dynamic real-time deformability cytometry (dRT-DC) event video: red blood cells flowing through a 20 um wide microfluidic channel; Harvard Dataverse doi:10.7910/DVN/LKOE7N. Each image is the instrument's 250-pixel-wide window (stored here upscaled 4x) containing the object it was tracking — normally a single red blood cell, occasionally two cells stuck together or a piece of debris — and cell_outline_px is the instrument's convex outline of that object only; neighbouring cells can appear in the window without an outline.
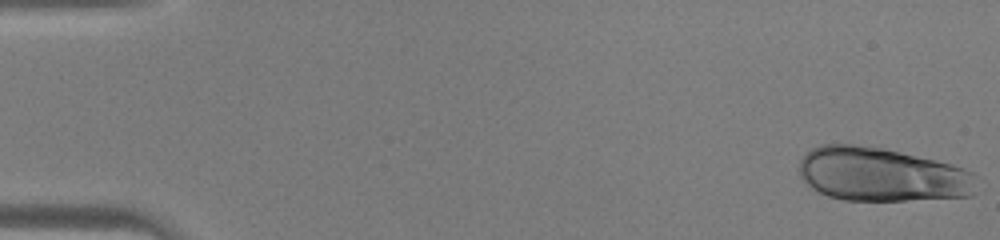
{"species": "human", "species_latin": "Homo sapiens", "temperature_condition": "warm", "stored_images_in_passage": 17, "camera_frame_rate_fps": 3000, "um_per_image_px": 0.085, "donor": {"sex": "male"}, "frame": {"image": 1, "passage_image": 1, "time_ms": 0.0, "image_size_px": [1000, 240], "cell_outline_px": [[976, 176], [972, 196], [904, 200], [844, 200], [828, 196], [812, 188], [800, 176], [800, 160], [812, 148], [820, 144], [852, 144], [880, 148], [936, 160], [952, 164], [964, 168], [972, 172]], "centroid_in_image_um": [74.94, 14.83], "position_along_channel_um": 10.1, "area_um2": 55.31}}
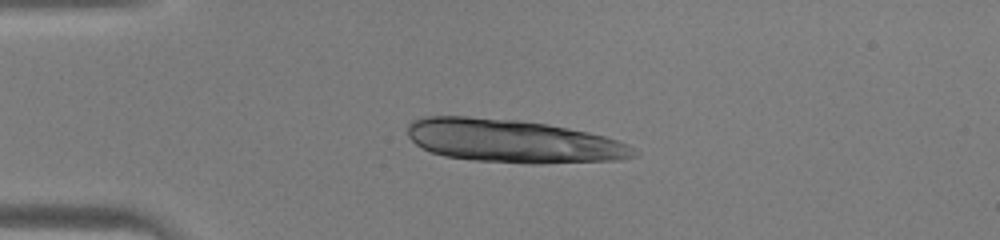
{"frame": {"image": 2, "passage_image": 11, "time_ms": 3.333, "image_size_px": [1000, 240], "cell_outline_px": [[640, 152], [636, 156], [620, 160], [544, 164], [528, 164], [472, 160], [444, 156], [432, 152], [416, 144], [408, 136], [408, 124], [412, 120], [424, 116], [468, 116], [520, 120], [548, 124], [588, 132], [604, 136], [616, 140]], "centroid_in_image_um": [43.59, 11.99], "position_along_channel_um": 41.4, "area_um2": 57.28}}